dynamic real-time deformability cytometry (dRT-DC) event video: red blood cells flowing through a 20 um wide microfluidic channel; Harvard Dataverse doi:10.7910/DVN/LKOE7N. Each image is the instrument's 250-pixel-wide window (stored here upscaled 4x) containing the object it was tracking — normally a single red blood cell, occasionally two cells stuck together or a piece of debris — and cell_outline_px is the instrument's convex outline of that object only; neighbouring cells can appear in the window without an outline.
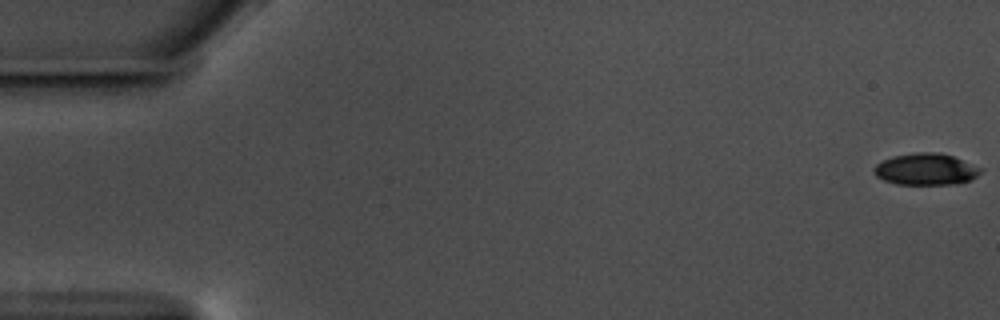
{"species": "common noctule bat (a hibernating species)", "species_latin": "Nyctalus noctula", "temperature_condition": "warm", "stored_images_in_passage": 59, "camera_frame_rate_fps": 3000, "um_per_image_px": 0.085, "animal": {"sex": "male", "body_mass_g": 17.5, "forearm_length_mm": 52.3}, "frame": {"image": 1, "passage_image": 1, "time_ms": 0.0, "image_size_px": [1000, 320], "cell_outline_px": [[984, 168], [972, 180], [956, 184], [896, 184], [884, 180], [876, 176], [872, 172], [872, 168], [876, 164], [892, 156], [912, 152], [940, 152], [952, 156]], "centroid_in_image_um": [78.69, 14.38], "position_along_channel_um": 6.3, "area_um2": 19.88}}
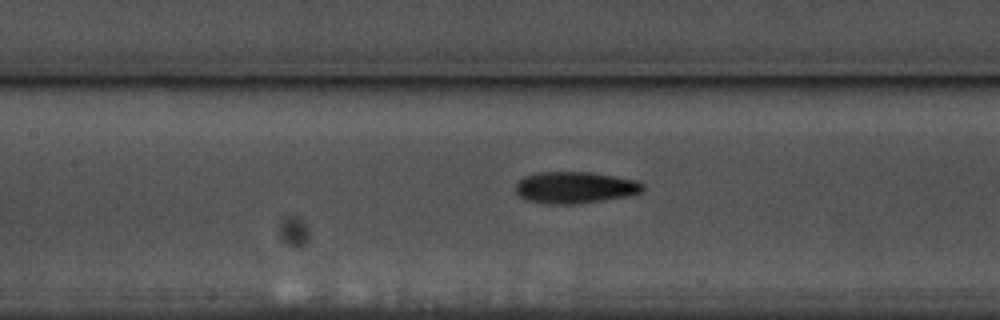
{"frame": {"image": 2, "passage_image": 27, "time_ms": 8.667, "image_size_px": [1000, 320], "cell_outline_px": [[644, 192], [628, 196], [572, 204], [548, 204], [524, 200], [516, 192], [516, 184], [524, 176], [540, 172], [588, 172], [636, 180], [644, 184]], "centroid_in_image_um": [48.87, 15.94], "position_along_channel_um": 158.5, "area_um2": 23.35}}
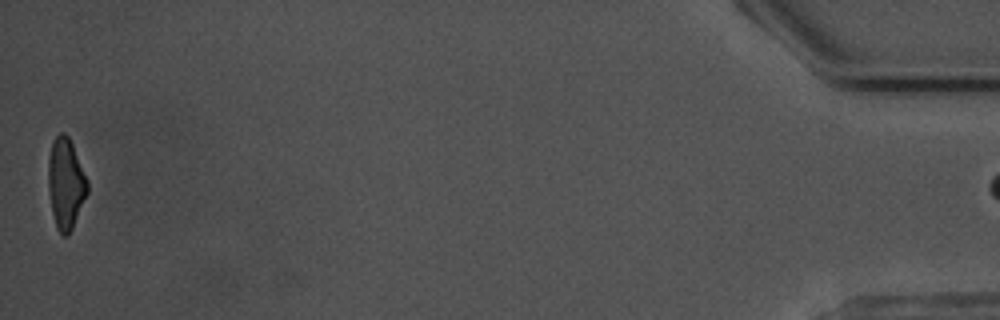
{"frame": {"image": 3, "passage_image": 58, "time_ms": 19.0, "image_size_px": [1000, 320], "cell_outline_px": [[88, 192], [72, 228], [68, 236], [64, 236], [56, 228], [52, 212], [48, 192], [48, 156], [52, 140], [60, 132], [64, 132], [68, 136], [72, 144], [88, 180]], "centroid_in_image_um": [5.57, 15.58], "position_along_channel_um": 429.6, "area_um2": 20.81}}